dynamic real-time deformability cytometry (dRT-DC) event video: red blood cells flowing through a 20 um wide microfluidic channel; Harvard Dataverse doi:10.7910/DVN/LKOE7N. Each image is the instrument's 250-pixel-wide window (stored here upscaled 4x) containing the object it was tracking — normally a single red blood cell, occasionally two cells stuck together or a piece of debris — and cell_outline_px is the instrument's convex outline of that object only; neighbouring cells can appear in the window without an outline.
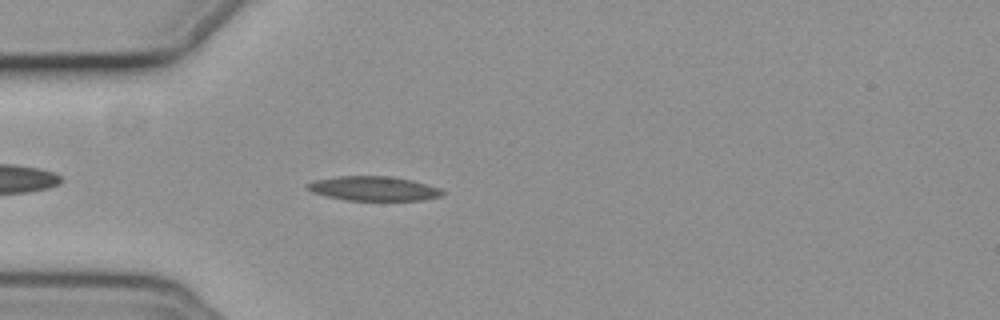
{"species": "common noctule bat (a hibernating species)", "species_latin": "Nyctalus noctula", "temperature_condition": "cold", "stored_images_in_passage": 45, "camera_frame_rate_fps": 3000, "um_per_image_px": 0.085, "animal": {"sex": "female", "body_mass_g": 19.3, "forearm_length_mm": 54.1}, "frame": {"image": 1, "passage_image": 5, "time_ms": 1.333, "image_size_px": [1000, 320], "cell_outline_px": [[444, 192], [440, 196], [424, 200], [344, 200], [312, 192], [304, 188], [304, 184], [316, 180], [336, 176], [392, 176], [412, 180], [440, 188]], "centroid_in_image_um": [31.72, 16.02], "position_along_channel_um": 53.3, "area_um2": 19.25}}
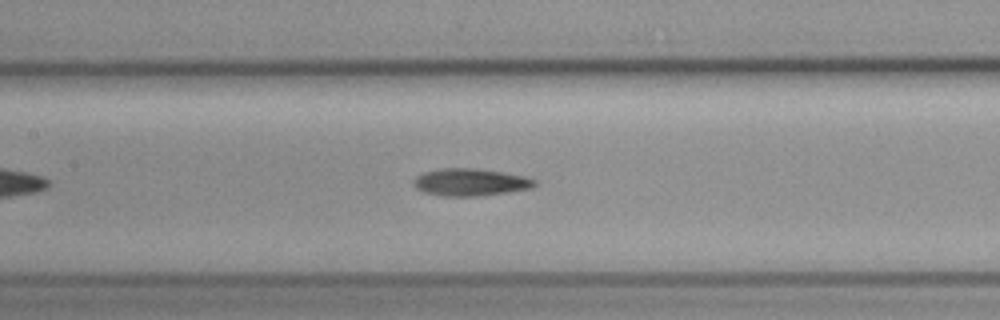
{"frame": {"image": 2, "passage_image": 15, "time_ms": 4.667, "image_size_px": [1000, 320], "cell_outline_px": [[536, 184], [532, 188], [508, 192], [480, 196], [444, 196], [424, 192], [416, 188], [412, 184], [412, 180], [416, 176], [424, 172], [444, 168], [472, 168], [504, 172], [524, 176], [536, 180]], "centroid_in_image_um": [39.97, 15.49], "position_along_channel_um": 167.4, "area_um2": 19.31}}
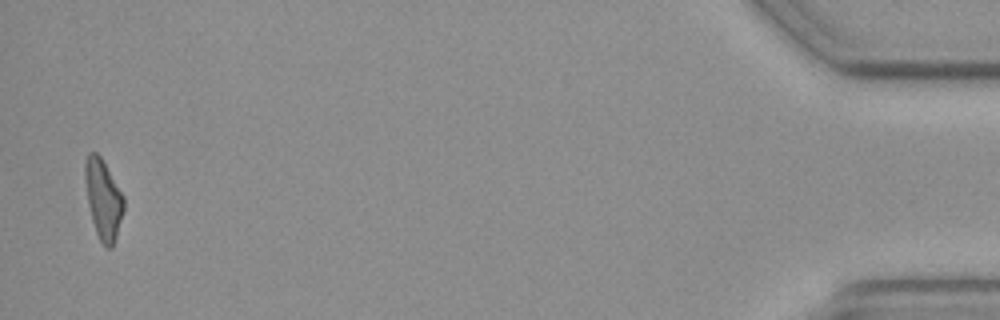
{"frame": {"image": 3, "passage_image": 44, "time_ms": 14.333, "image_size_px": [1000, 320], "cell_outline_px": [[124, 208], [116, 236], [112, 248], [104, 248], [96, 232], [92, 220], [88, 204], [84, 176], [84, 164], [88, 152], [96, 152], [100, 156], [124, 196]], "centroid_in_image_um": [8.76, 16.93], "position_along_channel_um": 426.4, "area_um2": 17.86}}